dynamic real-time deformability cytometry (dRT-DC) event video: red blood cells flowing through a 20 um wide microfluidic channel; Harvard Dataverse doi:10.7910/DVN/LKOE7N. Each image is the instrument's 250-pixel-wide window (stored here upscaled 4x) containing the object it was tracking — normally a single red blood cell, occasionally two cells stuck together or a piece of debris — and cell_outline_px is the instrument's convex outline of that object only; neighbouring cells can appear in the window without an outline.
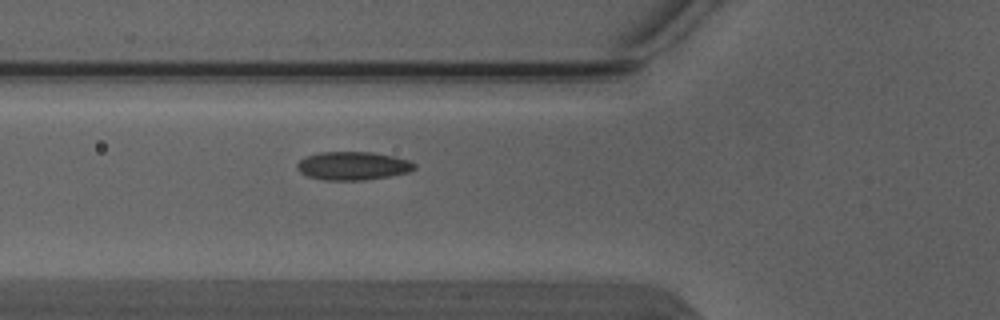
{"species": "Egyptian fruit bat (a non-hibernating species)", "species_latin": "Rousettus aegyptiacus", "temperature_condition": "warm", "stored_images_in_passage": 7, "camera_frame_rate_fps": 3000, "um_per_image_px": 0.085, "animal": {"sex": "male"}, "frame": {"image": 1, "passage_image": 7, "time_ms": 2.0, "image_size_px": [1000, 320], "cell_outline_px": [[416, 168], [408, 172], [388, 176], [364, 180], [324, 180], [308, 176], [300, 172], [296, 168], [296, 164], [304, 156], [320, 152], [372, 152], [392, 156], [408, 160], [416, 164]], "centroid_in_image_um": [29.96, 14.09], "position_along_channel_um": 95.8, "area_um2": 19.36}}